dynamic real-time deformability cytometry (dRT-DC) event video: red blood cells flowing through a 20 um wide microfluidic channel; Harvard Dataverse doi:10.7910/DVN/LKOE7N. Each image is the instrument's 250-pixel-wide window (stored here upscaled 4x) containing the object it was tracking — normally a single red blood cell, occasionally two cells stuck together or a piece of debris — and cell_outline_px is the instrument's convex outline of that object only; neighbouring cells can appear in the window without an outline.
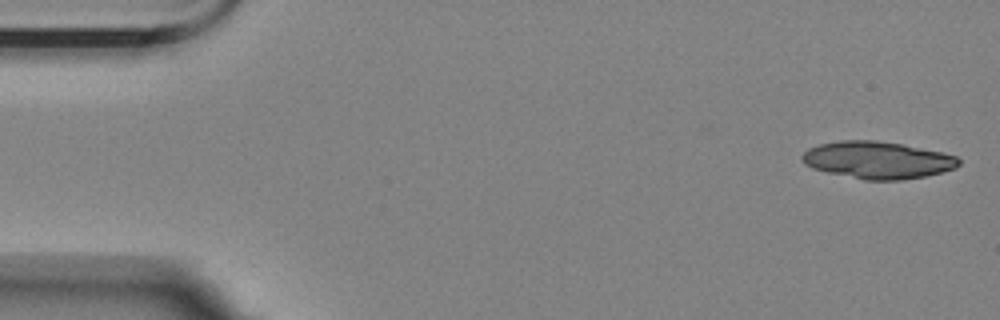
{"species": "Egyptian fruit bat (a non-hibernating species)", "species_latin": "Rousettus aegyptiacus", "temperature_condition": "room temperature", "stored_images_in_passage": 5, "camera_frame_rate_fps": 3000, "um_per_image_px": 0.085, "animal": {"sex": "female"}, "frame": {"image": 1, "passage_image": 1, "time_ms": 0.0, "image_size_px": [1000, 320], "cell_outline_px": [[960, 164], [956, 168], [924, 176], [900, 180], [864, 180], [828, 172], [812, 168], [804, 164], [800, 156], [808, 148], [820, 144], [840, 140], [876, 140], [900, 144], [940, 152], [956, 156], [960, 160]], "centroid_in_image_um": [74.55, 13.6], "position_along_channel_um": 10.4, "area_um2": 33.76}}